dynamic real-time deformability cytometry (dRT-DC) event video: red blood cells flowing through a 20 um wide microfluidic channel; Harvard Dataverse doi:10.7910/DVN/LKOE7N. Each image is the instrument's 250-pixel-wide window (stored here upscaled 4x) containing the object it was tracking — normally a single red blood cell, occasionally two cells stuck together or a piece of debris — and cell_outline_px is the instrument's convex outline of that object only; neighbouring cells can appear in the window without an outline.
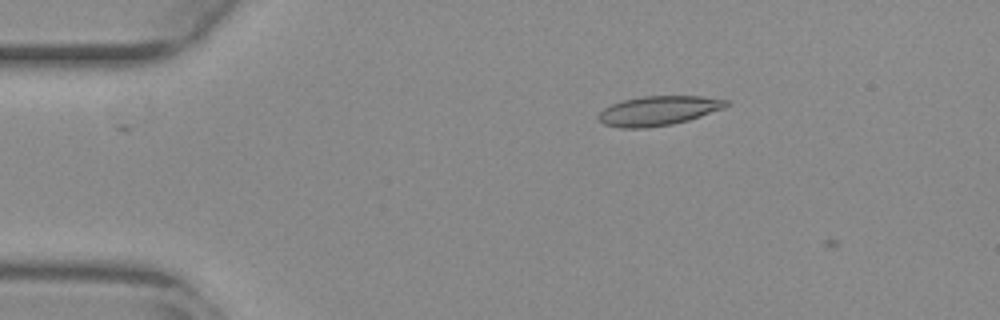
{"species": "common noctule bat (a hibernating species)", "species_latin": "Nyctalus noctula", "temperature_condition": "warm", "stored_images_in_passage": 3, "camera_frame_rate_fps": 3000, "um_per_image_px": 0.085, "animal": {"sex": "female", "body_mass_g": 29.2, "forearm_length_mm": 56.3}, "frame": {"image": 1, "passage_image": 2, "time_ms": 0.333, "image_size_px": [1000, 320], "cell_outline_px": [[728, 104], [724, 108], [688, 120], [672, 124], [648, 128], [620, 128], [604, 124], [600, 120], [600, 112], [604, 108], [612, 104], [624, 100], [644, 96], [700, 96], [728, 100]], "centroid_in_image_um": [55.97, 9.41], "position_along_channel_um": 29.0, "area_um2": 21.68}}